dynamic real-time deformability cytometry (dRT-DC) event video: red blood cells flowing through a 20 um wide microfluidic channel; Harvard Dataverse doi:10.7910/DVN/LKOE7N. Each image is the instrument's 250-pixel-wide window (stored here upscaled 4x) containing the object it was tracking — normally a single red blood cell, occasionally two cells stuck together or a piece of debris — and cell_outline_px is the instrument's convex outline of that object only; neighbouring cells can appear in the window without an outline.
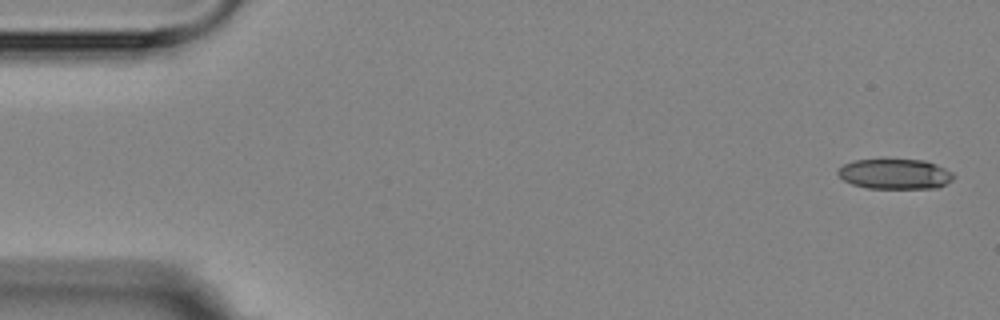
{"species": "Egyptian fruit bat (a non-hibernating species)", "species_latin": "Rousettus aegyptiacus", "temperature_condition": "room temperature", "stored_images_in_passage": 6, "segment_of_instrument_passage": [1, 2], "camera_frame_rate_fps": 3000, "um_per_image_px": 0.085, "animal": {"sex": "female"}, "frame": {"image": 1, "passage_image": 1, "time_ms": 0.0, "image_size_px": [1000, 320], "cell_outline_px": [[956, 176], [952, 180], [940, 188], [868, 188], [852, 184], [844, 180], [836, 172], [844, 164], [852, 160], [924, 160], [936, 164], [952, 172]], "centroid_in_image_um": [76.1, 14.8], "position_along_channel_um": 8.9, "area_um2": 20.29}}
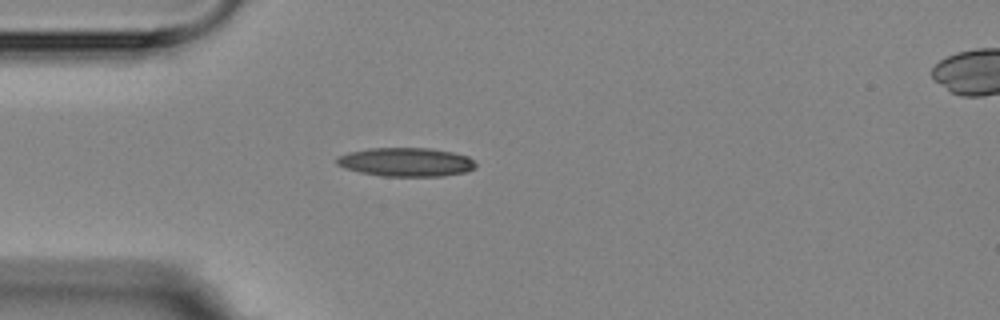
{"frame": {"image": 2, "passage_image": 5, "time_ms": 4.333, "image_size_px": [1000, 320], "cell_outline_px": [[476, 168], [468, 172], [444, 176], [380, 176], [360, 172], [344, 168], [336, 164], [336, 156], [348, 152], [368, 148], [432, 148], [452, 152], [468, 156], [476, 164]], "centroid_in_image_um": [34.51, 13.78], "position_along_channel_um": 50.5, "area_um2": 23.58}}